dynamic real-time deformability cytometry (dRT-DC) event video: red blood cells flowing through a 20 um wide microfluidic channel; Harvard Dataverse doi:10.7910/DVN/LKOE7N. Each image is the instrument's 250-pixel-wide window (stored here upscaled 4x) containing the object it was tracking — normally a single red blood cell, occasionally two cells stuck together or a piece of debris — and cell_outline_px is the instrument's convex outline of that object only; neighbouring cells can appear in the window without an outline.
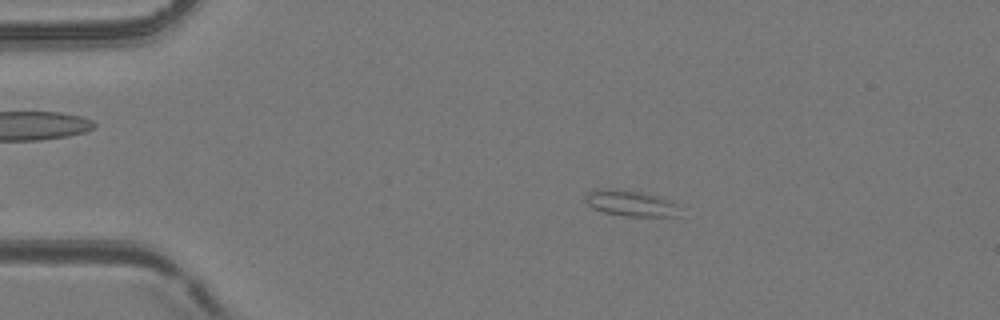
{"species": "common noctule bat (a hibernating species)", "species_latin": "Nyctalus noctula", "temperature_condition": "room temperature", "stored_images_in_passage": 14, "camera_frame_rate_fps": 3000, "um_per_image_px": 0.085, "animal": {"sex": "female", "body_mass_g": 24.6, "forearm_length_mm": 56.2}, "frame": {"image": 1, "passage_image": 2, "time_ms": 0.333, "image_size_px": [1000, 320], "cell_outline_px": [[676, 216], [624, 216], [604, 212], [592, 208], [584, 200], [588, 192], [640, 192], [660, 196], [676, 204]], "centroid_in_image_um": [53.64, 17.34], "position_along_channel_um": 31.4, "area_um2": 13.12}}
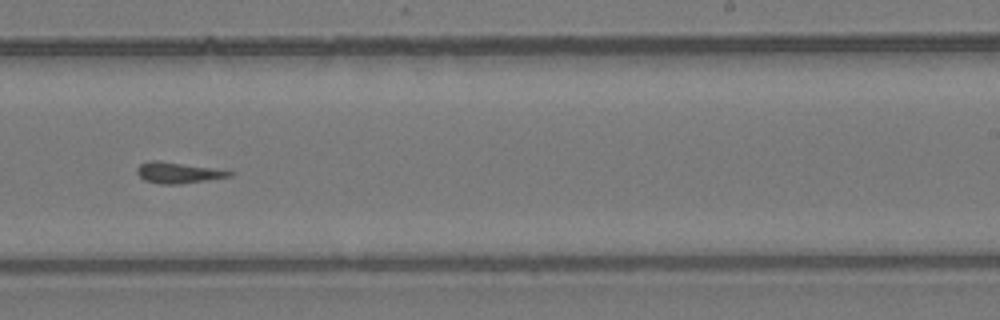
{"frame": {"image": 2, "passage_image": 9, "time_ms": 2.667, "image_size_px": [1000, 320], "cell_outline_px": [[236, 172], [232, 176], [180, 184], [160, 184], [144, 180], [136, 172], [136, 168], [140, 164], [152, 160], [160, 160], [212, 168]], "centroid_in_image_um": [15.12, 14.68], "position_along_channel_um": 273.9, "area_um2": 11.27}}
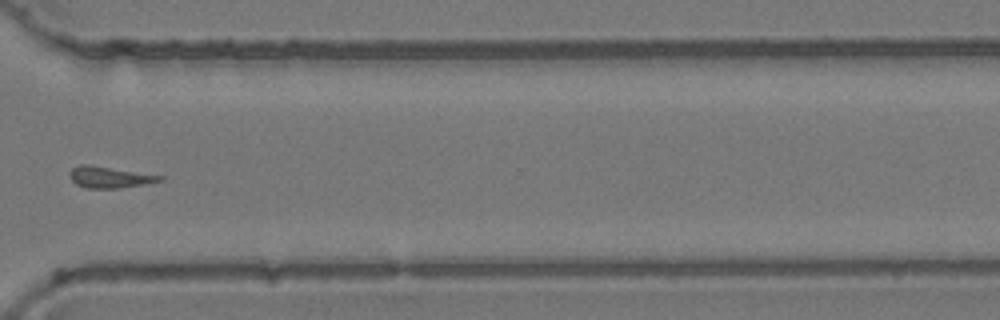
{"frame": {"image": 3, "passage_image": 11, "time_ms": 3.333, "image_size_px": [1000, 320], "cell_outline_px": [[164, 180], [144, 184], [120, 188], [84, 188], [76, 184], [72, 180], [68, 172], [72, 168], [80, 164], [88, 164], [164, 176]], "centroid_in_image_um": [9.29, 15.06], "position_along_channel_um": 361.3, "area_um2": 11.21}}